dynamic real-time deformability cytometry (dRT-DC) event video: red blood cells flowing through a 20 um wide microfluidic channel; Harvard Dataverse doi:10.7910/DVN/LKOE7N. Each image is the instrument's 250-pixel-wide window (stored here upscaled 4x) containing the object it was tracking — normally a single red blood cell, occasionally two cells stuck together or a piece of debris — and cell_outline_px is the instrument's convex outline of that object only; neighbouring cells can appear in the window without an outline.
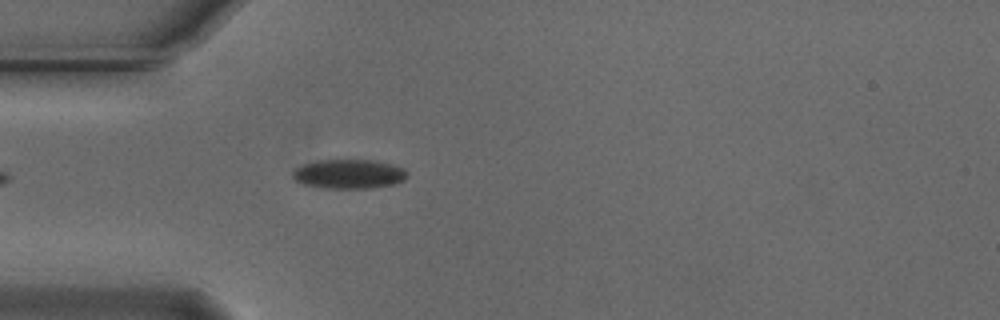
{"species": "Egyptian fruit bat (a non-hibernating species)", "species_latin": "Rousettus aegyptiacus", "temperature_condition": "cold", "stored_images_in_passage": 44, "camera_frame_rate_fps": 3000, "um_per_image_px": 0.085, "animal": {"sex": "male"}, "frame": {"image": 1, "passage_image": 5, "time_ms": 1.333, "image_size_px": [1000, 320], "cell_outline_px": [[408, 176], [404, 180], [396, 184], [372, 188], [324, 188], [304, 184], [296, 180], [292, 176], [292, 172], [296, 168], [304, 164], [316, 160], [372, 160], [404, 168], [408, 172]], "centroid_in_image_um": [29.68, 14.79], "position_along_channel_um": 55.3, "area_um2": 19.54}}
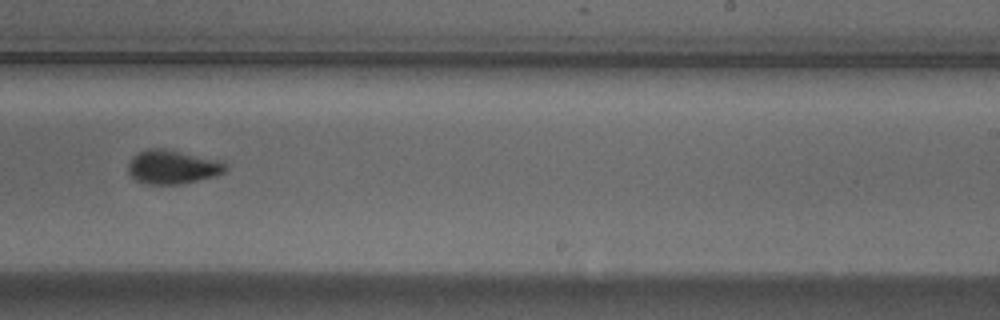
{"frame": {"image": 2, "passage_image": 23, "time_ms": 7.333, "image_size_px": [1000, 320], "cell_outline_px": [[228, 168], [224, 172], [216, 176], [180, 184], [148, 184], [136, 180], [128, 172], [128, 164], [132, 156], [136, 152], [148, 148], [164, 148], [224, 160]], "centroid_in_image_um": [14.69, 14.17], "position_along_channel_um": 274.3, "area_um2": 19.59}}
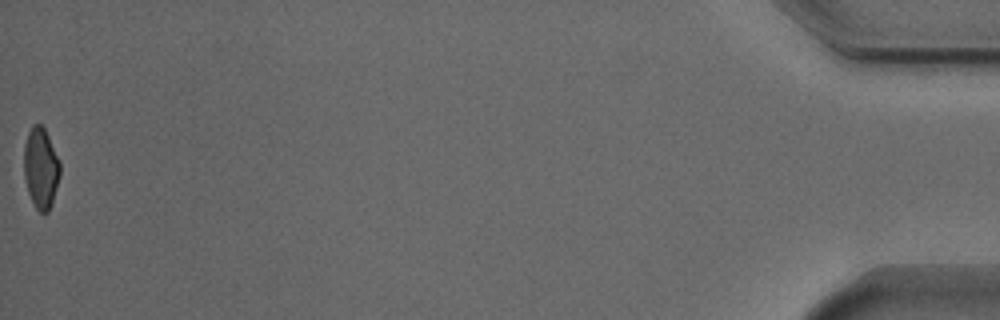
{"frame": {"image": 3, "passage_image": 44, "time_ms": 14.333, "image_size_px": [1000, 320], "cell_outline_px": [[60, 176], [52, 204], [48, 212], [44, 216], [36, 208], [28, 192], [24, 176], [24, 144], [28, 132], [32, 124], [40, 124], [44, 128], [48, 136], [60, 164]], "centroid_in_image_um": [3.46, 14.31], "position_along_channel_um": 431.7, "area_um2": 16.99}, "authors_computed_cell_mechanics": {"area_um2": 18.785, "velocity_mm_per_s": 3.7416, "shape_relaxation_time_tau1_ms": 3.1272, "shape_relaxation_time_tau2_ms": 1.3533, "deformation_change_tau1": 0.1016, "deformation_change_tau2": 0.0432}}